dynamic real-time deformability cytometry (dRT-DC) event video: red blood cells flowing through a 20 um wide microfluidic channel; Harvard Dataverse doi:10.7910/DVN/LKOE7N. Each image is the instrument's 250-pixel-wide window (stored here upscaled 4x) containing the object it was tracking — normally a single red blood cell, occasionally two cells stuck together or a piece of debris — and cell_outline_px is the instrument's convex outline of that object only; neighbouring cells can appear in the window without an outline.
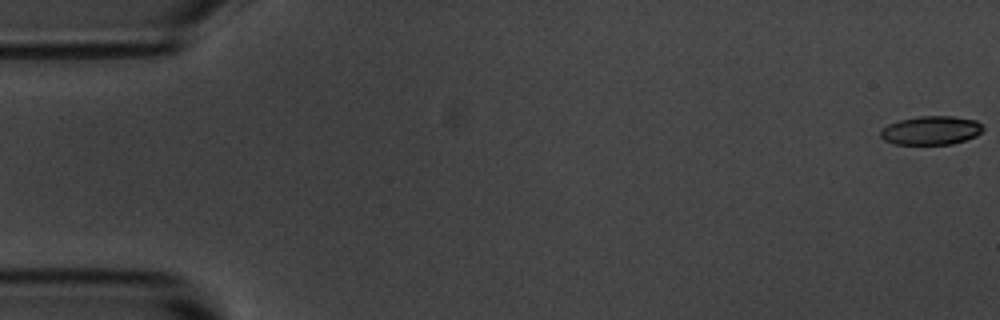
{"species": "common noctule bat (a hibernating species)", "species_latin": "Nyctalus noctula", "temperature_condition": "room temperature", "stored_images_in_passage": 5, "camera_frame_rate_fps": 3000, "um_per_image_px": 0.085, "animal": {"sex": "male", "body_mass_g": 20.1, "forearm_length_mm": 53.5}, "frame": {"image": 1, "passage_image": 1, "time_ms": 0.0, "image_size_px": [1000, 320], "cell_outline_px": [[984, 128], [976, 136], [952, 144], [896, 144], [884, 140], [880, 136], [880, 128], [888, 124], [900, 120], [920, 116], [952, 116], [976, 120]], "centroid_in_image_um": [79.11, 11.08], "position_along_channel_um": 5.9, "area_um2": 17.11}}